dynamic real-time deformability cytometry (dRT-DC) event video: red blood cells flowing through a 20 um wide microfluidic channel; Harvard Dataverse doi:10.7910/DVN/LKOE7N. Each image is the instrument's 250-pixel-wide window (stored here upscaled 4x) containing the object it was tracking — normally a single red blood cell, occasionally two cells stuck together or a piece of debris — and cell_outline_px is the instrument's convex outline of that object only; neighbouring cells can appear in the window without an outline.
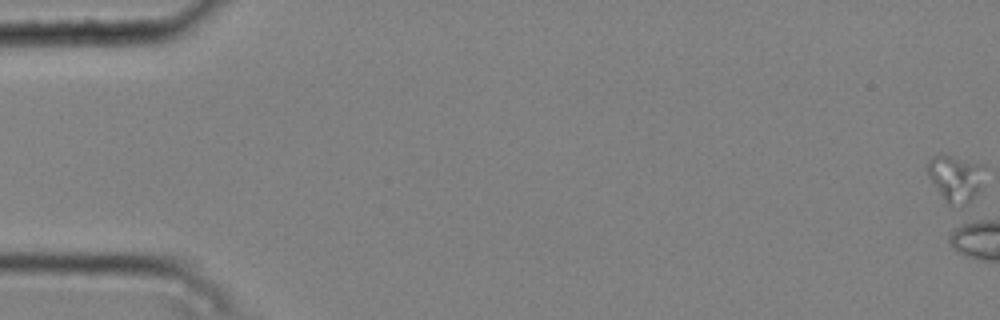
{"species": "common noctule bat (a hibernating species)", "species_latin": "Nyctalus noctula", "temperature_condition": "cold", "stored_images_in_passage": 6, "camera_frame_rate_fps": 3000, "um_per_image_px": 0.085, "animal": {"sex": "male", "body_mass_g": 20.4}, "frame": {"image": 1, "passage_image": 1, "time_ms": 0.0, "image_size_px": [1000, 320], "cell_outline_px": [[984, 164], [980, 188], [960, 208], [948, 204], [944, 200], [932, 180], [928, 172], [928, 160], [932, 156], [940, 152], [944, 152]], "centroid_in_image_um": [81.2, 15.08], "position_along_channel_um": 3.8, "area_um2": 15.43}}